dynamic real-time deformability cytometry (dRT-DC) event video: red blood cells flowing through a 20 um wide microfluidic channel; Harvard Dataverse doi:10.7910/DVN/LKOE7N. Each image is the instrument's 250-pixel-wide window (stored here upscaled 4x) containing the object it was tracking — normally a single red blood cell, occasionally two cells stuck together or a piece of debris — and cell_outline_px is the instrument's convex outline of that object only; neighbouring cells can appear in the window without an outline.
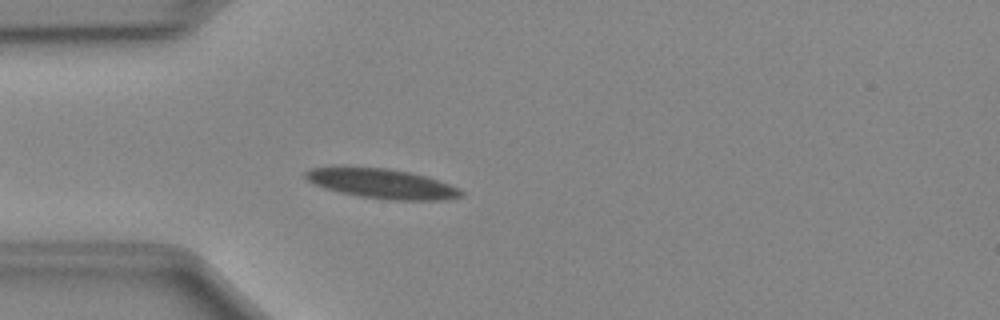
{"species": "Egyptian fruit bat (a non-hibernating species)", "species_latin": "Rousettus aegyptiacus", "temperature_condition": "cold", "stored_images_in_passage": 34, "camera_frame_rate_fps": 3000, "um_per_image_px": 0.085, "animal": {"sex": "female"}, "frame": {"image": 1, "passage_image": 5, "time_ms": 1.333, "image_size_px": [1000, 320], "cell_outline_px": [[464, 196], [444, 200], [392, 200], [360, 196], [340, 192], [324, 188], [308, 180], [304, 176], [304, 172], [312, 168], [344, 164], [388, 168], [408, 172], [424, 176], [460, 188], [464, 192]], "centroid_in_image_um": [32.41, 15.57], "position_along_channel_um": 52.6, "area_um2": 27.46}}
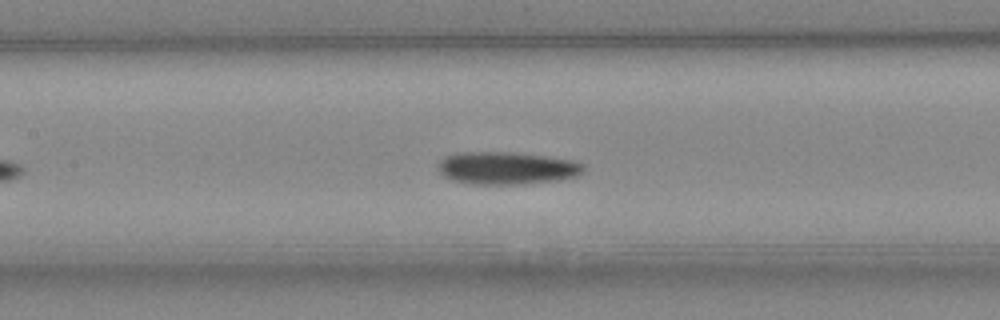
{"frame": {"image": 2, "passage_image": 14, "time_ms": 4.333, "image_size_px": [1000, 320], "cell_outline_px": [[584, 172], [576, 176], [556, 180], [520, 184], [472, 184], [452, 180], [444, 176], [436, 168], [440, 160], [444, 156], [460, 152], [512, 152], [544, 156], [572, 160], [584, 164]], "centroid_in_image_um": [43.04, 14.28], "position_along_channel_um": 164.4, "area_um2": 27.63}}
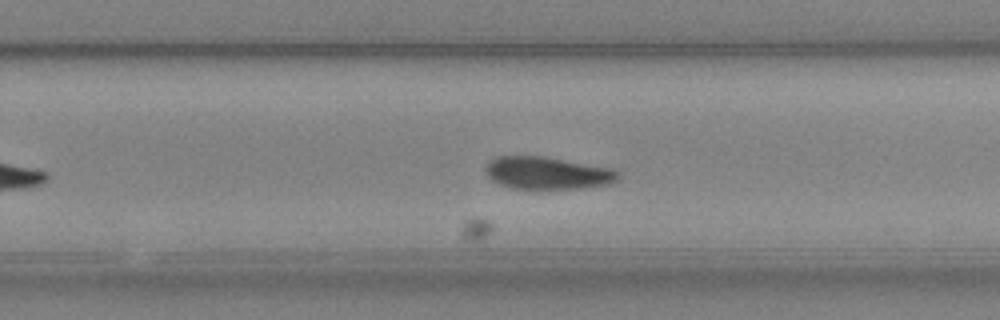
{"frame": {"image": 3, "passage_image": 23, "time_ms": 7.333, "image_size_px": [1000, 320], "cell_outline_px": [[620, 176], [612, 184], [580, 188], [516, 188], [500, 184], [492, 180], [488, 176], [488, 164], [496, 156], [544, 156], [612, 168], [620, 172]], "centroid_in_image_um": [46.61, 14.7], "position_along_channel_um": 283.2, "area_um2": 24.74}, "authors_computed_cell_mechanics": {"area_um2": 25.9522, "velocity_mm_per_s": 3.9826, "shape_relaxation_time_tau1_ms": 7.0698, "shape_relaxation_time_tau2_ms": null, "deformation_change_tau1": 0.1648, "deformation_change_tau2": null}}